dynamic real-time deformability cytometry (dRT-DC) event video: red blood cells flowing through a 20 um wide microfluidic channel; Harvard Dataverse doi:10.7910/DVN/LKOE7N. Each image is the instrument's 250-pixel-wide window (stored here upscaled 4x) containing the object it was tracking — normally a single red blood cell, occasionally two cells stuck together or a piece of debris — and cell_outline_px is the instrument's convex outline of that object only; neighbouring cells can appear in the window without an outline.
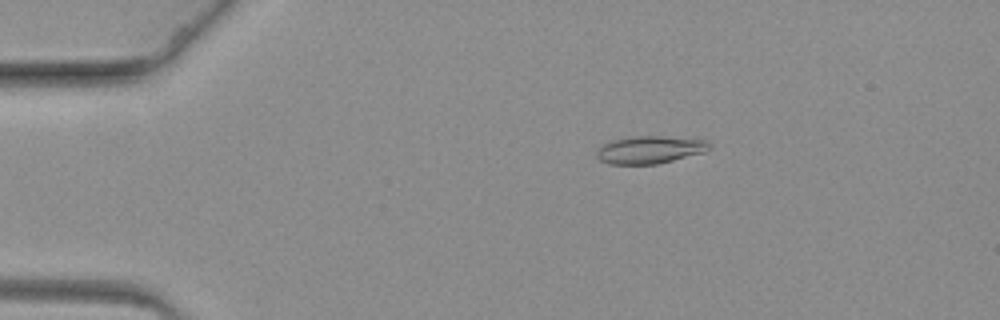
{"species": "common noctule bat (a hibernating species)", "species_latin": "Nyctalus noctula", "temperature_condition": "warm", "stored_images_in_passage": 46, "camera_frame_rate_fps": 3000, "um_per_image_px": 0.085, "animal": {"sex": "female", "body_mass_g": 19.3, "forearm_length_mm": 54.1}, "frame": {"image": 1, "passage_image": 2, "time_ms": 0.333, "image_size_px": [1000, 320], "cell_outline_px": [[712, 148], [704, 152], [656, 164], [608, 164], [600, 160], [596, 156], [596, 152], [604, 144], [612, 140], [632, 136], [660, 136], [704, 140], [712, 144]], "centroid_in_image_um": [55.23, 12.73], "position_along_channel_um": 29.8, "area_um2": 17.98}}
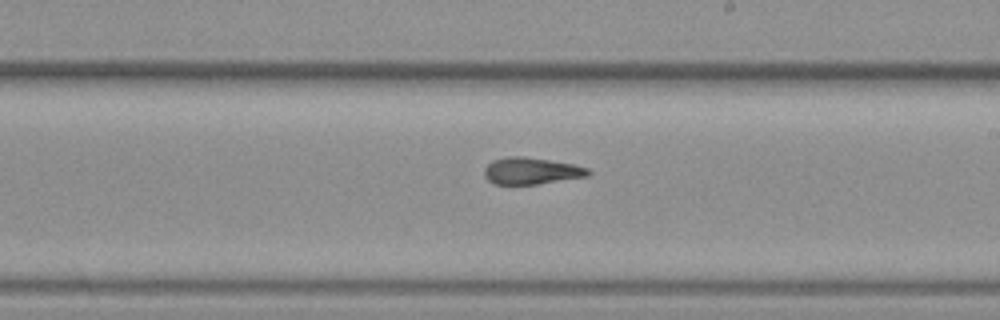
{"frame": {"image": 2, "passage_image": 27, "time_ms": 8.667, "image_size_px": [1000, 320], "cell_outline_px": [[592, 172], [588, 176], [536, 184], [492, 184], [484, 176], [484, 168], [492, 160], [508, 156], [524, 156], [572, 164], [588, 168]], "centroid_in_image_um": [45.13, 14.52], "position_along_channel_um": 243.9, "area_um2": 16.18}}
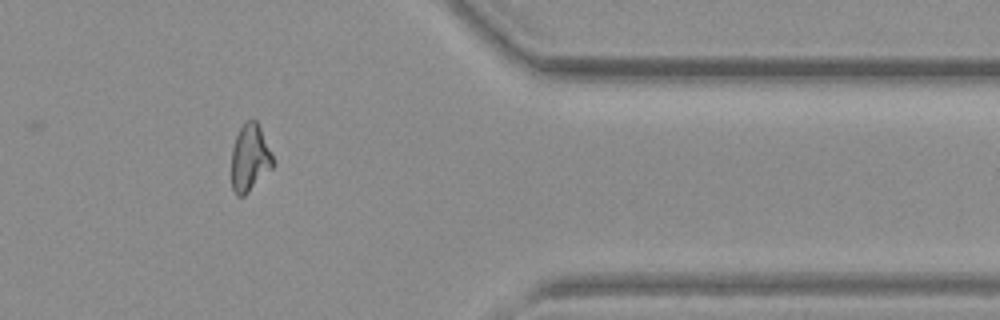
{"frame": {"image": 3, "passage_image": 42, "time_ms": 13.667, "image_size_px": [1000, 320], "cell_outline_px": [[272, 168], [244, 196], [236, 196], [232, 188], [232, 148], [236, 136], [240, 128], [248, 120], [256, 120], [260, 128], [272, 156]], "centroid_in_image_um": [21.21, 13.45], "position_along_channel_um": 390.2, "area_um2": 15.78}}